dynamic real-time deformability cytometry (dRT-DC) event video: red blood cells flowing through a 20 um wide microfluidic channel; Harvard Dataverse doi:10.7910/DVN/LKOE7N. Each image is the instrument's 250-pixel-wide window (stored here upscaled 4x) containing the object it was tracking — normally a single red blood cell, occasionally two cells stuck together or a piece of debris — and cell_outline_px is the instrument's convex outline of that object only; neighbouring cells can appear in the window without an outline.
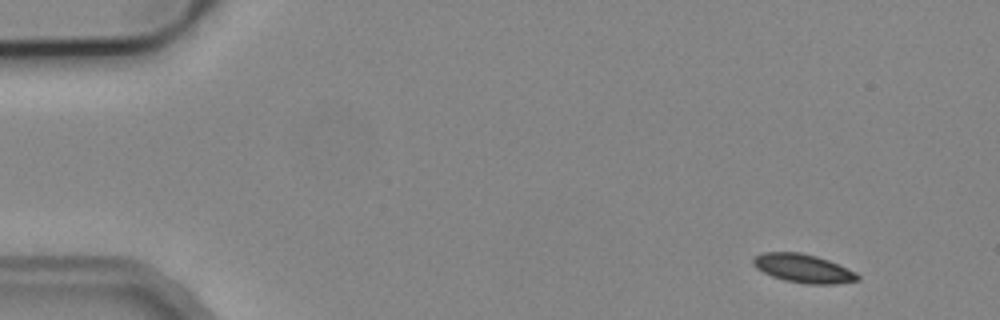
{"species": "common noctule bat (a hibernating species)", "species_latin": "Nyctalus noctula", "temperature_condition": "cold", "stored_images_in_passage": 3, "camera_frame_rate_fps": 3000, "um_per_image_px": 0.085, "animal": {"sex": "male", "body_mass_g": 19.2, "forearm_length_mm": 51.8}, "frame": {"image": 1, "passage_image": 1, "time_ms": 0.0, "image_size_px": [1000, 320], "cell_outline_px": [[860, 280], [836, 284], [808, 284], [784, 280], [772, 276], [756, 268], [752, 264], [752, 260], [756, 256], [764, 252], [800, 252], [816, 256], [828, 260], [856, 272], [860, 276]], "centroid_in_image_um": [68.29, 22.82], "position_along_channel_um": 16.7, "area_um2": 17.34}}